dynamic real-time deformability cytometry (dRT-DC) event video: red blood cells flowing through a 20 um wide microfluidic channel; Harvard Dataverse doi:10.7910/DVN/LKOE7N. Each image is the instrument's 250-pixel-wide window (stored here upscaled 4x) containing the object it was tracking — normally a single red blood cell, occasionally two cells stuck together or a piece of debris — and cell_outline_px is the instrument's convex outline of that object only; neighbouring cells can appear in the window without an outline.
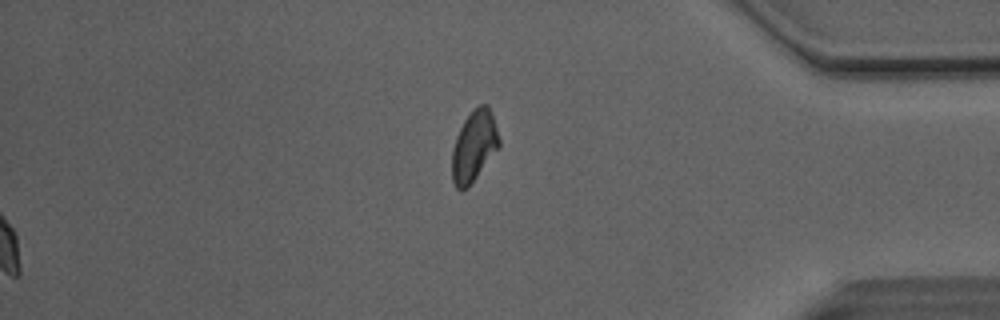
{"species": "Egyptian fruit bat (a non-hibernating species)", "species_latin": "Rousettus aegyptiacus", "temperature_condition": "room temperature", "stored_images_in_passage": 47, "camera_frame_rate_fps": 3000, "um_per_image_px": 0.085, "animal": {"sex": "male"}, "frame": {"image": 1, "passage_image": 47, "time_ms": 15.333, "image_size_px": [1000, 320], "cell_outline_px": [[500, 144], [468, 188], [460, 192], [456, 188], [452, 180], [452, 148], [456, 136], [464, 120], [480, 104], [488, 104], [492, 112], [500, 140]], "centroid_in_image_um": [40.27, 12.44], "position_along_channel_um": 394.9, "area_um2": 19.31}, "authors_computed_cell_mechanics": {"area_um2": 19.4786, "velocity_mm_per_s": 4.0868, "shape_relaxation_time_tau1_ms": 4.2317, "shape_relaxation_time_tau2_ms": 1.8165, "deformation_change_tau1": 0.1245, "deformation_change_tau2": 0.0616}}